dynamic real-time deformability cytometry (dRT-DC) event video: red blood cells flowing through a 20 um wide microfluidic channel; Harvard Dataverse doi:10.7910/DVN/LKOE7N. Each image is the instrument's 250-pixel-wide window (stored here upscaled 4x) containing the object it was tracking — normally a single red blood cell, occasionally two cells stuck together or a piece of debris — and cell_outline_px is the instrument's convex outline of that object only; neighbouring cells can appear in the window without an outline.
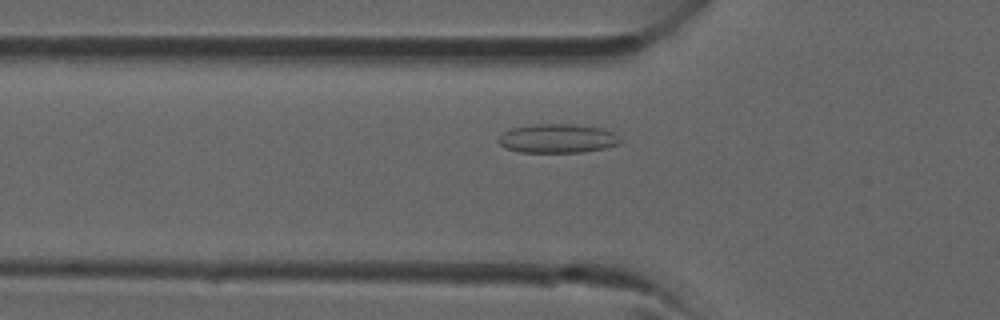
{"species": "common noctule bat (a hibernating species)", "species_latin": "Nyctalus noctula", "temperature_condition": "room temperature", "stored_images_in_passage": 16, "camera_frame_rate_fps": 3000, "um_per_image_px": 0.085, "animal": {"sex": "male", "forearm_length_mm": 52.5}, "frame": {"image": 1, "passage_image": 11, "time_ms": 3.333, "image_size_px": [1000, 320], "cell_outline_px": [[624, 140], [620, 144], [604, 148], [580, 152], [520, 152], [504, 148], [496, 140], [504, 132], [512, 128], [536, 124], [572, 124], [600, 128], [612, 132]], "centroid_in_image_um": [47.39, 11.77], "position_along_channel_um": 78.4, "area_um2": 20.52}}
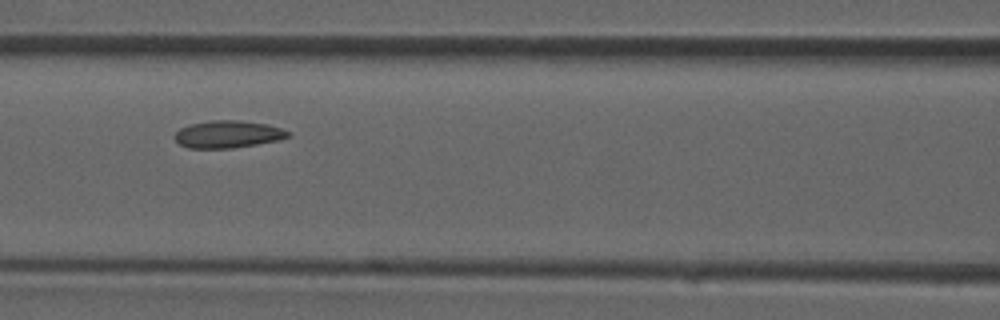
{"frame": {"image": 2, "passage_image": 15, "time_ms": 4.667, "image_size_px": [1000, 320], "cell_outline_px": [[292, 136], [280, 140], [232, 148], [188, 148], [180, 144], [172, 136], [180, 128], [188, 124], [212, 120], [236, 120], [264, 124], [280, 128], [292, 132]], "centroid_in_image_um": [19.36, 11.41], "position_along_channel_um": 147.2, "area_um2": 18.09}}